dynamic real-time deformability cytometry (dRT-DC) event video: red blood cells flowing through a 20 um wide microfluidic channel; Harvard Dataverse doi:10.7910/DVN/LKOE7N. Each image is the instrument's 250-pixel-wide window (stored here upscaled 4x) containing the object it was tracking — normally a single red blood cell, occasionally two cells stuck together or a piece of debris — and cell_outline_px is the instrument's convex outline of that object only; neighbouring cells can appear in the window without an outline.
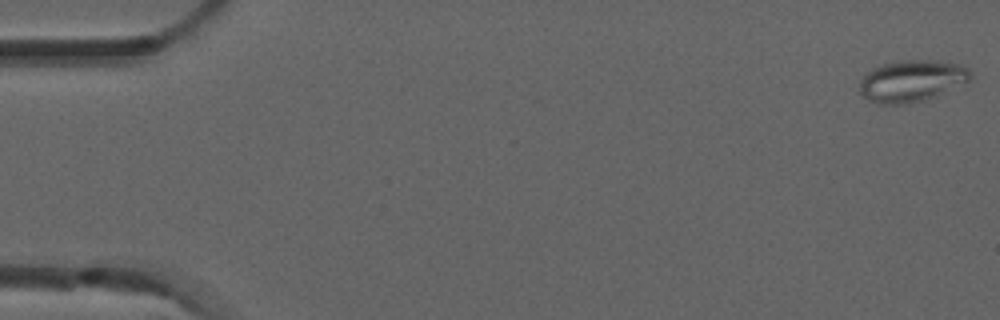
{"species": "common noctule bat (a hibernating species)", "species_latin": "Nyctalus noctula", "temperature_condition": "room temperature", "stored_images_in_passage": 6, "camera_frame_rate_fps": 3000, "um_per_image_px": 0.085, "animal": {"sex": "male", "forearm_length_mm": 52.5}, "frame": {"image": 1, "passage_image": 1, "time_ms": 0.0, "image_size_px": [1000, 320], "cell_outline_px": [[972, 76], [968, 80], [936, 96], [924, 100], [908, 104], [880, 104], [868, 100], [860, 92], [860, 80], [872, 68], [880, 64], [900, 60], [928, 60], [956, 64], [968, 68]], "centroid_in_image_um": [77.44, 6.88], "position_along_channel_um": 7.6, "area_um2": 26.65}}